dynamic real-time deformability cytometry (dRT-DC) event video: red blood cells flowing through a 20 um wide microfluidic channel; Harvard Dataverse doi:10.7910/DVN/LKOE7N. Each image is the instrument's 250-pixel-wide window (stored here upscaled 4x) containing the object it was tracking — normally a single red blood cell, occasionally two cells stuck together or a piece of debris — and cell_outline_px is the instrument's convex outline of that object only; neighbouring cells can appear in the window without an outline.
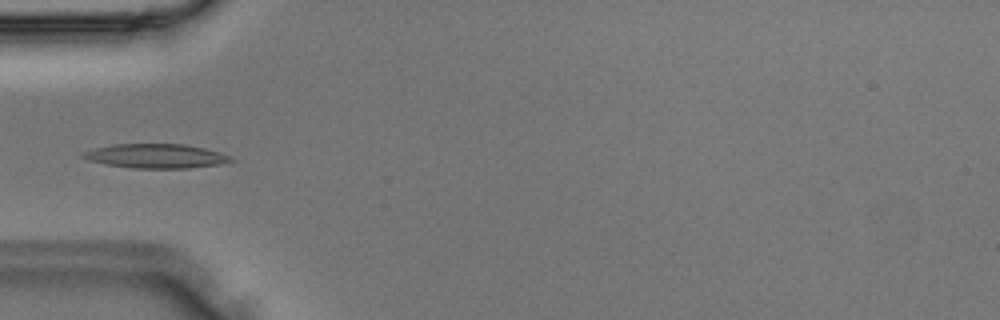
{"species": "Egyptian fruit bat (a non-hibernating species)", "species_latin": "Rousettus aegyptiacus", "temperature_condition": "room temperature", "stored_images_in_passage": 4, "camera_frame_rate_fps": 3000, "um_per_image_px": 0.085, "animal": {"sex": "male"}, "frame": {"image": 1, "passage_image": 4, "time_ms": 1.0, "image_size_px": [1000, 320], "cell_outline_px": [[236, 160], [220, 164], [188, 168], [132, 168], [104, 164], [88, 160], [80, 156], [84, 152], [96, 148], [112, 144], [184, 144], [204, 148], [228, 156]], "centroid_in_image_um": [13.22, 13.27], "position_along_channel_um": 71.8, "area_um2": 20.69}}